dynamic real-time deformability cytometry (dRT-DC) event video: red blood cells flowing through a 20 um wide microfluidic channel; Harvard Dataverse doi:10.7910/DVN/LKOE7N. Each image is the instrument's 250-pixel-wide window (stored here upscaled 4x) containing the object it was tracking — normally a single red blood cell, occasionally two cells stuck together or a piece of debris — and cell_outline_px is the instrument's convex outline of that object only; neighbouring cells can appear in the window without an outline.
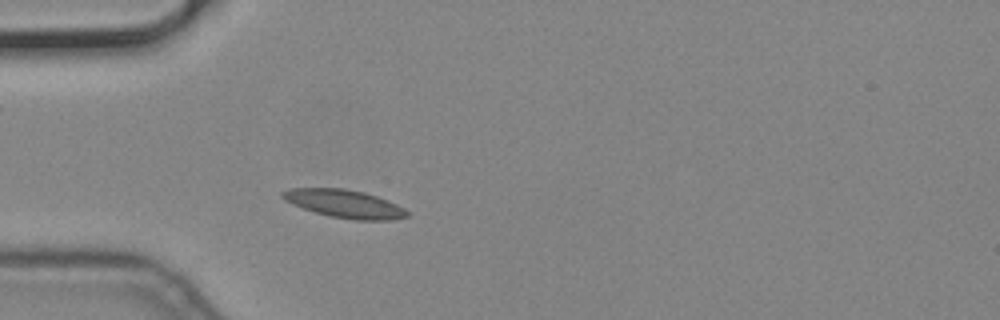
{"species": "common noctule bat (a hibernating species)", "species_latin": "Nyctalus noctula", "temperature_condition": "cold", "stored_images_in_passage": 3, "camera_frame_rate_fps": 3000, "um_per_image_px": 0.085, "animal": {"sex": "male", "body_mass_g": 19.2, "forearm_length_mm": 51.8}, "frame": {"image": 1, "passage_image": 3, "time_ms": 0.667, "image_size_px": [1000, 320], "cell_outline_px": [[408, 216], [392, 220], [356, 220], [328, 216], [292, 204], [284, 200], [280, 196], [280, 192], [288, 188], [344, 188], [364, 192], [388, 200], [404, 208], [408, 212]], "centroid_in_image_um": [29.26, 17.31], "position_along_channel_um": 55.7, "area_um2": 20.4}}